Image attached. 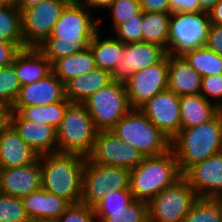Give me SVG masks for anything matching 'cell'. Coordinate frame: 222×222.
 I'll list each match as a JSON object with an SVG mask.
<instances>
[{"instance_id":"obj_39","label":"cell","mask_w":222,"mask_h":222,"mask_svg":"<svg viewBox=\"0 0 222 222\" xmlns=\"http://www.w3.org/2000/svg\"><path fill=\"white\" fill-rule=\"evenodd\" d=\"M200 94L222 110V74L202 77Z\"/></svg>"},{"instance_id":"obj_19","label":"cell","mask_w":222,"mask_h":222,"mask_svg":"<svg viewBox=\"0 0 222 222\" xmlns=\"http://www.w3.org/2000/svg\"><path fill=\"white\" fill-rule=\"evenodd\" d=\"M39 157L10 123L0 133V169L28 165Z\"/></svg>"},{"instance_id":"obj_34","label":"cell","mask_w":222,"mask_h":222,"mask_svg":"<svg viewBox=\"0 0 222 222\" xmlns=\"http://www.w3.org/2000/svg\"><path fill=\"white\" fill-rule=\"evenodd\" d=\"M21 89L15 67L9 65L0 71V104L12 108Z\"/></svg>"},{"instance_id":"obj_44","label":"cell","mask_w":222,"mask_h":222,"mask_svg":"<svg viewBox=\"0 0 222 222\" xmlns=\"http://www.w3.org/2000/svg\"><path fill=\"white\" fill-rule=\"evenodd\" d=\"M200 8L198 0H170V13L174 12H199Z\"/></svg>"},{"instance_id":"obj_33","label":"cell","mask_w":222,"mask_h":222,"mask_svg":"<svg viewBox=\"0 0 222 222\" xmlns=\"http://www.w3.org/2000/svg\"><path fill=\"white\" fill-rule=\"evenodd\" d=\"M182 222H222V213L215 198L199 197Z\"/></svg>"},{"instance_id":"obj_31","label":"cell","mask_w":222,"mask_h":222,"mask_svg":"<svg viewBox=\"0 0 222 222\" xmlns=\"http://www.w3.org/2000/svg\"><path fill=\"white\" fill-rule=\"evenodd\" d=\"M99 222H147L149 205L146 201L134 200L118 211H94Z\"/></svg>"},{"instance_id":"obj_45","label":"cell","mask_w":222,"mask_h":222,"mask_svg":"<svg viewBox=\"0 0 222 222\" xmlns=\"http://www.w3.org/2000/svg\"><path fill=\"white\" fill-rule=\"evenodd\" d=\"M115 0H79L78 3L86 6L93 14L96 13L94 10H108L109 7L114 3Z\"/></svg>"},{"instance_id":"obj_11","label":"cell","mask_w":222,"mask_h":222,"mask_svg":"<svg viewBox=\"0 0 222 222\" xmlns=\"http://www.w3.org/2000/svg\"><path fill=\"white\" fill-rule=\"evenodd\" d=\"M68 3V0H44L21 12L24 48H37L51 35Z\"/></svg>"},{"instance_id":"obj_38","label":"cell","mask_w":222,"mask_h":222,"mask_svg":"<svg viewBox=\"0 0 222 222\" xmlns=\"http://www.w3.org/2000/svg\"><path fill=\"white\" fill-rule=\"evenodd\" d=\"M134 201L130 190L109 191L104 198L94 207V211H118Z\"/></svg>"},{"instance_id":"obj_4","label":"cell","mask_w":222,"mask_h":222,"mask_svg":"<svg viewBox=\"0 0 222 222\" xmlns=\"http://www.w3.org/2000/svg\"><path fill=\"white\" fill-rule=\"evenodd\" d=\"M182 177L172 149L156 156H147L130 170L129 190L134 200L150 202L164 189Z\"/></svg>"},{"instance_id":"obj_49","label":"cell","mask_w":222,"mask_h":222,"mask_svg":"<svg viewBox=\"0 0 222 222\" xmlns=\"http://www.w3.org/2000/svg\"><path fill=\"white\" fill-rule=\"evenodd\" d=\"M220 0H198L200 8L208 12L210 11Z\"/></svg>"},{"instance_id":"obj_7","label":"cell","mask_w":222,"mask_h":222,"mask_svg":"<svg viewBox=\"0 0 222 222\" xmlns=\"http://www.w3.org/2000/svg\"><path fill=\"white\" fill-rule=\"evenodd\" d=\"M211 21L208 12H174L170 16L168 52L184 54L206 45Z\"/></svg>"},{"instance_id":"obj_10","label":"cell","mask_w":222,"mask_h":222,"mask_svg":"<svg viewBox=\"0 0 222 222\" xmlns=\"http://www.w3.org/2000/svg\"><path fill=\"white\" fill-rule=\"evenodd\" d=\"M198 198L182 176L148 203L149 220L152 222H182Z\"/></svg>"},{"instance_id":"obj_24","label":"cell","mask_w":222,"mask_h":222,"mask_svg":"<svg viewBox=\"0 0 222 222\" xmlns=\"http://www.w3.org/2000/svg\"><path fill=\"white\" fill-rule=\"evenodd\" d=\"M112 82L111 73L100 68L74 77L65 84L66 98L71 103H83L93 93Z\"/></svg>"},{"instance_id":"obj_21","label":"cell","mask_w":222,"mask_h":222,"mask_svg":"<svg viewBox=\"0 0 222 222\" xmlns=\"http://www.w3.org/2000/svg\"><path fill=\"white\" fill-rule=\"evenodd\" d=\"M12 65L15 67L21 86L37 82L53 72L52 62L36 47L21 49Z\"/></svg>"},{"instance_id":"obj_32","label":"cell","mask_w":222,"mask_h":222,"mask_svg":"<svg viewBox=\"0 0 222 222\" xmlns=\"http://www.w3.org/2000/svg\"><path fill=\"white\" fill-rule=\"evenodd\" d=\"M0 40L24 43L21 11L16 6H0Z\"/></svg>"},{"instance_id":"obj_18","label":"cell","mask_w":222,"mask_h":222,"mask_svg":"<svg viewBox=\"0 0 222 222\" xmlns=\"http://www.w3.org/2000/svg\"><path fill=\"white\" fill-rule=\"evenodd\" d=\"M65 84L52 72L47 77L21 86L13 106H39L66 100Z\"/></svg>"},{"instance_id":"obj_51","label":"cell","mask_w":222,"mask_h":222,"mask_svg":"<svg viewBox=\"0 0 222 222\" xmlns=\"http://www.w3.org/2000/svg\"><path fill=\"white\" fill-rule=\"evenodd\" d=\"M215 199L217 200V202L219 203L220 209H221V213H222V194H219L215 197Z\"/></svg>"},{"instance_id":"obj_40","label":"cell","mask_w":222,"mask_h":222,"mask_svg":"<svg viewBox=\"0 0 222 222\" xmlns=\"http://www.w3.org/2000/svg\"><path fill=\"white\" fill-rule=\"evenodd\" d=\"M54 222H99L94 208L82 203L71 204L66 211Z\"/></svg>"},{"instance_id":"obj_53","label":"cell","mask_w":222,"mask_h":222,"mask_svg":"<svg viewBox=\"0 0 222 222\" xmlns=\"http://www.w3.org/2000/svg\"><path fill=\"white\" fill-rule=\"evenodd\" d=\"M69 2H78L79 0H68Z\"/></svg>"},{"instance_id":"obj_14","label":"cell","mask_w":222,"mask_h":222,"mask_svg":"<svg viewBox=\"0 0 222 222\" xmlns=\"http://www.w3.org/2000/svg\"><path fill=\"white\" fill-rule=\"evenodd\" d=\"M139 110L170 140L180 132V96L173 91L157 93Z\"/></svg>"},{"instance_id":"obj_23","label":"cell","mask_w":222,"mask_h":222,"mask_svg":"<svg viewBox=\"0 0 222 222\" xmlns=\"http://www.w3.org/2000/svg\"><path fill=\"white\" fill-rule=\"evenodd\" d=\"M30 219L54 222L71 205L66 199L39 189L21 198Z\"/></svg>"},{"instance_id":"obj_52","label":"cell","mask_w":222,"mask_h":222,"mask_svg":"<svg viewBox=\"0 0 222 222\" xmlns=\"http://www.w3.org/2000/svg\"><path fill=\"white\" fill-rule=\"evenodd\" d=\"M27 222H52V221H48V220H40V219H30Z\"/></svg>"},{"instance_id":"obj_25","label":"cell","mask_w":222,"mask_h":222,"mask_svg":"<svg viewBox=\"0 0 222 222\" xmlns=\"http://www.w3.org/2000/svg\"><path fill=\"white\" fill-rule=\"evenodd\" d=\"M221 110L200 93L180 96L181 128L196 127L212 120Z\"/></svg>"},{"instance_id":"obj_41","label":"cell","mask_w":222,"mask_h":222,"mask_svg":"<svg viewBox=\"0 0 222 222\" xmlns=\"http://www.w3.org/2000/svg\"><path fill=\"white\" fill-rule=\"evenodd\" d=\"M24 48V43H9L0 40V65L3 67L12 65L16 54Z\"/></svg>"},{"instance_id":"obj_12","label":"cell","mask_w":222,"mask_h":222,"mask_svg":"<svg viewBox=\"0 0 222 222\" xmlns=\"http://www.w3.org/2000/svg\"><path fill=\"white\" fill-rule=\"evenodd\" d=\"M144 158L140 150L123 142L111 130L98 131L93 148L86 156L92 163L130 170L136 168Z\"/></svg>"},{"instance_id":"obj_27","label":"cell","mask_w":222,"mask_h":222,"mask_svg":"<svg viewBox=\"0 0 222 222\" xmlns=\"http://www.w3.org/2000/svg\"><path fill=\"white\" fill-rule=\"evenodd\" d=\"M101 30L103 29L99 28L94 35L89 48L93 53L96 68L112 73L117 62L121 61L124 44L112 35L103 36Z\"/></svg>"},{"instance_id":"obj_5","label":"cell","mask_w":222,"mask_h":222,"mask_svg":"<svg viewBox=\"0 0 222 222\" xmlns=\"http://www.w3.org/2000/svg\"><path fill=\"white\" fill-rule=\"evenodd\" d=\"M111 131L123 142L140 150L145 157L160 155L171 149V140L139 109H131Z\"/></svg>"},{"instance_id":"obj_22","label":"cell","mask_w":222,"mask_h":222,"mask_svg":"<svg viewBox=\"0 0 222 222\" xmlns=\"http://www.w3.org/2000/svg\"><path fill=\"white\" fill-rule=\"evenodd\" d=\"M10 124L39 155L57 152V129L55 127L29 120H10Z\"/></svg>"},{"instance_id":"obj_20","label":"cell","mask_w":222,"mask_h":222,"mask_svg":"<svg viewBox=\"0 0 222 222\" xmlns=\"http://www.w3.org/2000/svg\"><path fill=\"white\" fill-rule=\"evenodd\" d=\"M168 62V89L177 96L198 94L202 76L194 70L183 54L166 52Z\"/></svg>"},{"instance_id":"obj_17","label":"cell","mask_w":222,"mask_h":222,"mask_svg":"<svg viewBox=\"0 0 222 222\" xmlns=\"http://www.w3.org/2000/svg\"><path fill=\"white\" fill-rule=\"evenodd\" d=\"M40 157L24 166L0 169V193L22 198L42 188Z\"/></svg>"},{"instance_id":"obj_9","label":"cell","mask_w":222,"mask_h":222,"mask_svg":"<svg viewBox=\"0 0 222 222\" xmlns=\"http://www.w3.org/2000/svg\"><path fill=\"white\" fill-rule=\"evenodd\" d=\"M130 169L105 166L86 159L81 203L94 208L109 192L129 190Z\"/></svg>"},{"instance_id":"obj_6","label":"cell","mask_w":222,"mask_h":222,"mask_svg":"<svg viewBox=\"0 0 222 222\" xmlns=\"http://www.w3.org/2000/svg\"><path fill=\"white\" fill-rule=\"evenodd\" d=\"M98 130L83 103H70L57 127V152L87 156Z\"/></svg>"},{"instance_id":"obj_28","label":"cell","mask_w":222,"mask_h":222,"mask_svg":"<svg viewBox=\"0 0 222 222\" xmlns=\"http://www.w3.org/2000/svg\"><path fill=\"white\" fill-rule=\"evenodd\" d=\"M95 68L94 56L89 47L84 51L60 58L52 64L54 75L64 84Z\"/></svg>"},{"instance_id":"obj_35","label":"cell","mask_w":222,"mask_h":222,"mask_svg":"<svg viewBox=\"0 0 222 222\" xmlns=\"http://www.w3.org/2000/svg\"><path fill=\"white\" fill-rule=\"evenodd\" d=\"M30 220L22 199L0 193V222H27Z\"/></svg>"},{"instance_id":"obj_42","label":"cell","mask_w":222,"mask_h":222,"mask_svg":"<svg viewBox=\"0 0 222 222\" xmlns=\"http://www.w3.org/2000/svg\"><path fill=\"white\" fill-rule=\"evenodd\" d=\"M205 46L222 56V25H210Z\"/></svg>"},{"instance_id":"obj_2","label":"cell","mask_w":222,"mask_h":222,"mask_svg":"<svg viewBox=\"0 0 222 222\" xmlns=\"http://www.w3.org/2000/svg\"><path fill=\"white\" fill-rule=\"evenodd\" d=\"M86 157L76 153L40 155L42 189L71 204L81 203Z\"/></svg>"},{"instance_id":"obj_30","label":"cell","mask_w":222,"mask_h":222,"mask_svg":"<svg viewBox=\"0 0 222 222\" xmlns=\"http://www.w3.org/2000/svg\"><path fill=\"white\" fill-rule=\"evenodd\" d=\"M183 55L202 77L222 74V56L206 46L187 51Z\"/></svg>"},{"instance_id":"obj_47","label":"cell","mask_w":222,"mask_h":222,"mask_svg":"<svg viewBox=\"0 0 222 222\" xmlns=\"http://www.w3.org/2000/svg\"><path fill=\"white\" fill-rule=\"evenodd\" d=\"M11 108L0 105V133L10 123Z\"/></svg>"},{"instance_id":"obj_16","label":"cell","mask_w":222,"mask_h":222,"mask_svg":"<svg viewBox=\"0 0 222 222\" xmlns=\"http://www.w3.org/2000/svg\"><path fill=\"white\" fill-rule=\"evenodd\" d=\"M182 176L198 197L215 198L222 194V151L194 164Z\"/></svg>"},{"instance_id":"obj_3","label":"cell","mask_w":222,"mask_h":222,"mask_svg":"<svg viewBox=\"0 0 222 222\" xmlns=\"http://www.w3.org/2000/svg\"><path fill=\"white\" fill-rule=\"evenodd\" d=\"M171 149L183 175L191 166L222 151V110L209 122L181 128L171 140Z\"/></svg>"},{"instance_id":"obj_36","label":"cell","mask_w":222,"mask_h":222,"mask_svg":"<svg viewBox=\"0 0 222 222\" xmlns=\"http://www.w3.org/2000/svg\"><path fill=\"white\" fill-rule=\"evenodd\" d=\"M142 20L143 11L118 24L113 30V37L121 41L123 44L142 42Z\"/></svg>"},{"instance_id":"obj_1","label":"cell","mask_w":222,"mask_h":222,"mask_svg":"<svg viewBox=\"0 0 222 222\" xmlns=\"http://www.w3.org/2000/svg\"><path fill=\"white\" fill-rule=\"evenodd\" d=\"M95 15L83 4L69 2L51 35L37 48L52 64L60 58L86 50L104 23L103 17Z\"/></svg>"},{"instance_id":"obj_13","label":"cell","mask_w":222,"mask_h":222,"mask_svg":"<svg viewBox=\"0 0 222 222\" xmlns=\"http://www.w3.org/2000/svg\"><path fill=\"white\" fill-rule=\"evenodd\" d=\"M126 94L132 109H139L157 93L168 89V62L159 63L137 71L125 83Z\"/></svg>"},{"instance_id":"obj_29","label":"cell","mask_w":222,"mask_h":222,"mask_svg":"<svg viewBox=\"0 0 222 222\" xmlns=\"http://www.w3.org/2000/svg\"><path fill=\"white\" fill-rule=\"evenodd\" d=\"M171 13L143 12L142 41L159 45L168 52Z\"/></svg>"},{"instance_id":"obj_46","label":"cell","mask_w":222,"mask_h":222,"mask_svg":"<svg viewBox=\"0 0 222 222\" xmlns=\"http://www.w3.org/2000/svg\"><path fill=\"white\" fill-rule=\"evenodd\" d=\"M211 24L222 25V0H220L210 11H208Z\"/></svg>"},{"instance_id":"obj_50","label":"cell","mask_w":222,"mask_h":222,"mask_svg":"<svg viewBox=\"0 0 222 222\" xmlns=\"http://www.w3.org/2000/svg\"><path fill=\"white\" fill-rule=\"evenodd\" d=\"M17 0H0V6H16Z\"/></svg>"},{"instance_id":"obj_26","label":"cell","mask_w":222,"mask_h":222,"mask_svg":"<svg viewBox=\"0 0 222 222\" xmlns=\"http://www.w3.org/2000/svg\"><path fill=\"white\" fill-rule=\"evenodd\" d=\"M71 102H61L39 106H12L10 120H29L51 125L57 129L62 122L67 106Z\"/></svg>"},{"instance_id":"obj_15","label":"cell","mask_w":222,"mask_h":222,"mask_svg":"<svg viewBox=\"0 0 222 222\" xmlns=\"http://www.w3.org/2000/svg\"><path fill=\"white\" fill-rule=\"evenodd\" d=\"M166 52L163 47L144 41L124 44L121 61L111 73L112 82L125 84L135 72L159 63Z\"/></svg>"},{"instance_id":"obj_37","label":"cell","mask_w":222,"mask_h":222,"mask_svg":"<svg viewBox=\"0 0 222 222\" xmlns=\"http://www.w3.org/2000/svg\"><path fill=\"white\" fill-rule=\"evenodd\" d=\"M112 22V29L127 19L141 12L139 0H115L107 10Z\"/></svg>"},{"instance_id":"obj_48","label":"cell","mask_w":222,"mask_h":222,"mask_svg":"<svg viewBox=\"0 0 222 222\" xmlns=\"http://www.w3.org/2000/svg\"><path fill=\"white\" fill-rule=\"evenodd\" d=\"M44 0H17L16 7L22 12Z\"/></svg>"},{"instance_id":"obj_43","label":"cell","mask_w":222,"mask_h":222,"mask_svg":"<svg viewBox=\"0 0 222 222\" xmlns=\"http://www.w3.org/2000/svg\"><path fill=\"white\" fill-rule=\"evenodd\" d=\"M141 11L170 13V0H139Z\"/></svg>"},{"instance_id":"obj_8","label":"cell","mask_w":222,"mask_h":222,"mask_svg":"<svg viewBox=\"0 0 222 222\" xmlns=\"http://www.w3.org/2000/svg\"><path fill=\"white\" fill-rule=\"evenodd\" d=\"M83 104L98 131L111 130L132 109L125 84L117 82L93 93Z\"/></svg>"}]
</instances>
